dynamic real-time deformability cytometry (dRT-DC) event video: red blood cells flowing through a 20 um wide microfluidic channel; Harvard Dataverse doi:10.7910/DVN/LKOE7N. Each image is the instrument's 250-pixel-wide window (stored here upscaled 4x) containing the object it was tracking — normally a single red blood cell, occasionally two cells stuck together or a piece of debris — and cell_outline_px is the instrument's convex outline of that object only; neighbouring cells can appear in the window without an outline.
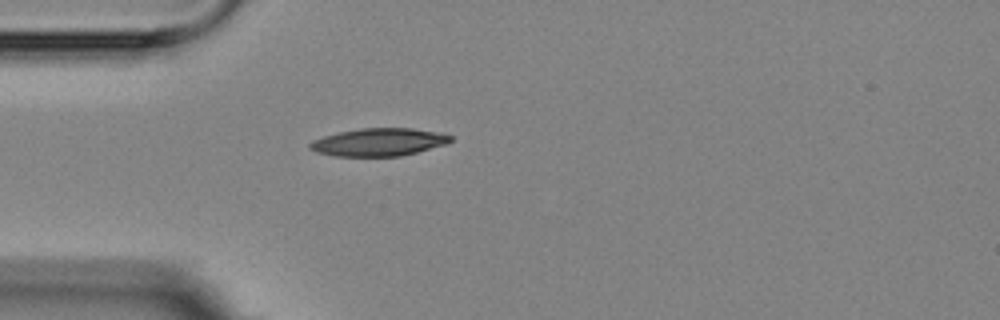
{"species": "Egyptian fruit bat (a non-hibernating species)", "species_latin": "Rousettus aegyptiacus", "temperature_condition": "room temperature", "stored_images_in_passage": 1, "camera_frame_rate_fps": 3000, "um_per_image_px": 0.085, "animal": {"sex": "female"}, "frame": {"image": 1, "passage_image": 1, "time_ms": 0.0, "image_size_px": [1000, 320], "cell_outline_px": [[452, 140], [448, 144], [400, 156], [336, 156], [316, 152], [308, 148], [308, 144], [312, 140], [324, 136], [340, 132], [360, 128], [412, 128], [436, 132], [452, 136]], "centroid_in_image_um": [32.18, 12.08], "position_along_channel_um": 52.8, "area_um2": 22.72}}